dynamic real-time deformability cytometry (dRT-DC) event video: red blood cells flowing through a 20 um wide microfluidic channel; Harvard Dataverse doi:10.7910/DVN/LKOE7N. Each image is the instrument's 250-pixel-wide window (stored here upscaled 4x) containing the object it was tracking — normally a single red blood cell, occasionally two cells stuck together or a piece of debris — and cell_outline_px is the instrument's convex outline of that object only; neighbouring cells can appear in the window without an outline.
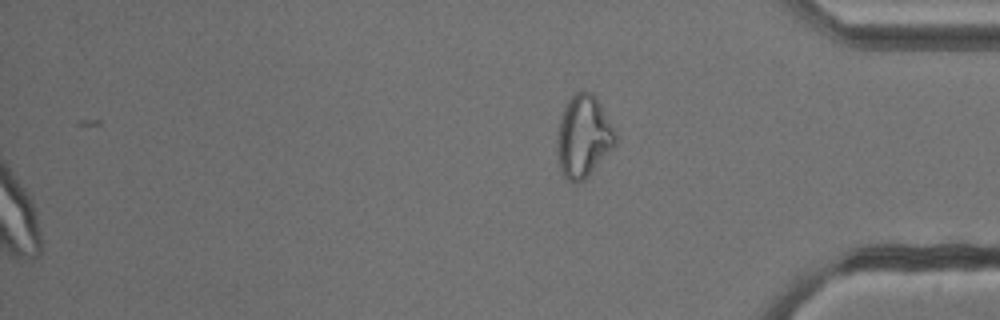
{"species": "common noctule bat (a hibernating species)", "species_latin": "Nyctalus noctula", "temperature_condition": "cold", "stored_images_in_passage": 44, "segment_of_instrument_passage": [2, 2], "camera_frame_rate_fps": 3000, "um_per_image_px": 0.085, "animal": {"sex": "male", "body_mass_g": 13.3}, "frame": {"image": 1, "passage_image": 44, "time_ms": 14.333, "image_size_px": [1000, 320], "cell_outline_px": [[616, 144], [588, 176], [584, 180], [576, 184], [572, 184], [564, 176], [560, 168], [556, 156], [556, 136], [560, 116], [568, 100], [576, 92], [588, 92], [596, 96], [616, 132]], "centroid_in_image_um": [49.56, 11.63], "position_along_channel_um": 385.6, "area_um2": 28.09}}